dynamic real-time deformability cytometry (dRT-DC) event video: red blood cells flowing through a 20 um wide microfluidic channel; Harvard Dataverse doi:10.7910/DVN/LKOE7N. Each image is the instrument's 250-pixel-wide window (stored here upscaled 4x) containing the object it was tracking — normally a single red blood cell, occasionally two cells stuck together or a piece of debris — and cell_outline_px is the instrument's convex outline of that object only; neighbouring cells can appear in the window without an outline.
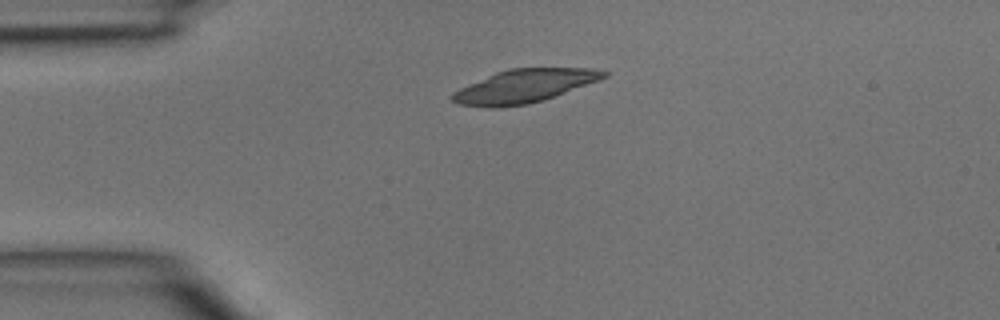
{"species": "common noctule bat (a hibernating species)", "species_latin": "Nyctalus noctula", "temperature_condition": "room temperature", "stored_images_in_passage": 2, "camera_frame_rate_fps": 3000, "um_per_image_px": 0.085, "animal": {"sex": "male", "body_mass_g": 15.6}, "frame": {"image": 1, "passage_image": 1, "time_ms": 0.0, "image_size_px": [1000, 320], "cell_outline_px": [[608, 76], [544, 100], [528, 104], [496, 108], [492, 108], [456, 104], [448, 96], [452, 92], [468, 84], [496, 72], [508, 68], [592, 68], [608, 72]], "centroid_in_image_um": [44.49, 7.32], "position_along_channel_um": 40.5, "area_um2": 29.36}}
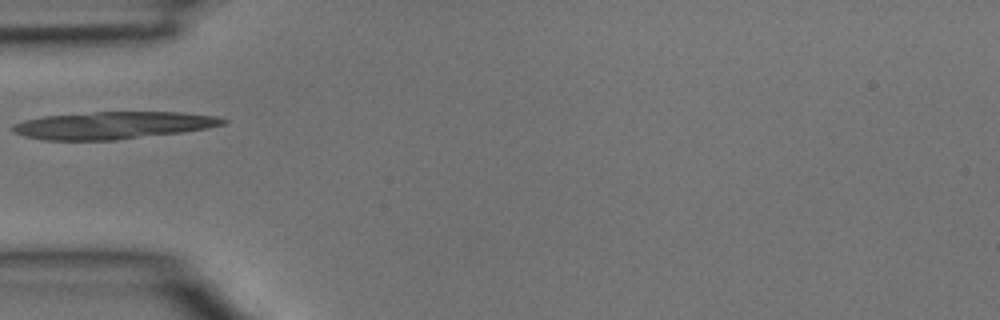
{"frame": {"image": 2, "passage_image": 2, "time_ms": 0.333, "image_size_px": [1000, 320], "cell_outline_px": [[228, 120], [224, 124], [208, 128], [180, 132], [116, 140], [44, 140], [24, 136], [12, 132], [12, 124], [24, 120], [44, 116], [96, 112], [180, 112], [216, 116]], "centroid_in_image_um": [9.58, 10.65], "position_along_channel_um": 75.4, "area_um2": 33.35}}